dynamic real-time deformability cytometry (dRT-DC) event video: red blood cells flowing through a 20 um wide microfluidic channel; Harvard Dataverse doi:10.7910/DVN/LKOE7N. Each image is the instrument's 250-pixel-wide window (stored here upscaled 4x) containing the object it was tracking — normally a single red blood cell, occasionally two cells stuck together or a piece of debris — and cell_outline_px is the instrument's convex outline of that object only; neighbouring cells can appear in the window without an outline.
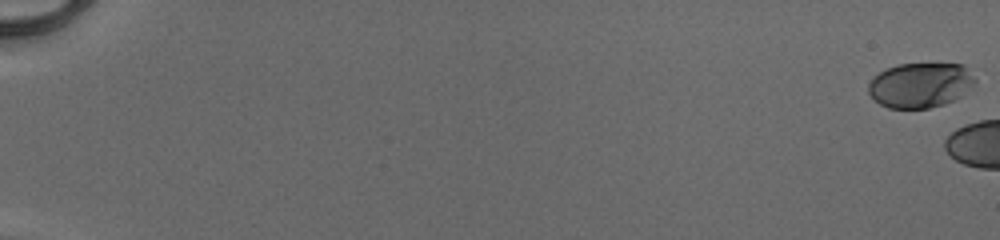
{"species": "human", "species_latin": "Homo sapiens", "temperature_condition": "cold", "stored_images_in_passage": 5, "camera_frame_rate_fps": 3000, "um_per_image_px": 0.085, "donor": {"sex": "male"}, "frame": {"image": 1, "passage_image": 1, "time_ms": 0.0, "image_size_px": [1000, 240], "cell_outline_px": [[976, 84], [956, 100], [944, 104], [928, 108], [888, 108], [880, 104], [868, 92], [868, 84], [880, 72], [896, 64], [964, 64], [976, 80]], "centroid_in_image_um": [78.26, 7.24], "position_along_channel_um": 6.7, "area_um2": 27.92}}